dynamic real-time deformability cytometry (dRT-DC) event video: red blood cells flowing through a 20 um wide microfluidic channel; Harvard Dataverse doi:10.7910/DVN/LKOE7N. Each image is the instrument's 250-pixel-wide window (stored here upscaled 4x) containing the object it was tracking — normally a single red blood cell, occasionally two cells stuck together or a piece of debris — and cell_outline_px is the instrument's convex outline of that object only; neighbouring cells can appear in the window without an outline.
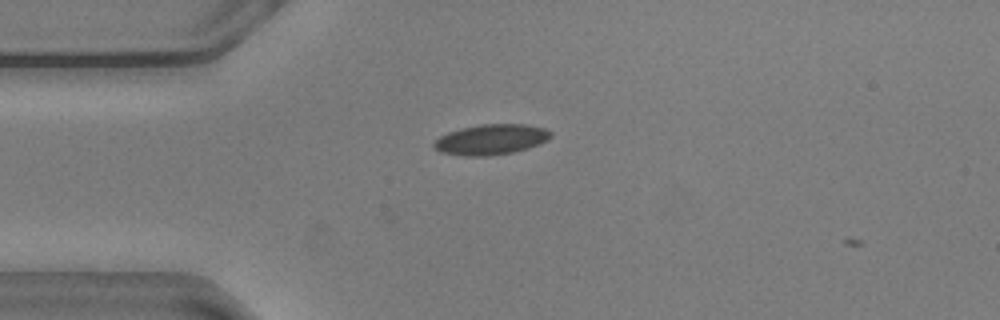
{"species": "common noctule bat (a hibernating species)", "species_latin": "Nyctalus noctula", "temperature_condition": "warm", "stored_images_in_passage": 3, "camera_frame_rate_fps": 3000, "um_per_image_px": 0.085, "animal": {"sex": "male", "body_mass_g": 20.5, "forearm_length_mm": 52.5}, "frame": {"image": 1, "passage_image": 2, "time_ms": 0.333, "image_size_px": [1000, 320], "cell_outline_px": [[552, 136], [548, 140], [540, 144], [528, 148], [512, 152], [488, 156], [464, 156], [440, 152], [432, 144], [440, 136], [448, 132], [480, 124], [524, 124], [544, 128], [552, 132]], "centroid_in_image_um": [41.76, 11.86], "position_along_channel_um": 43.2, "area_um2": 20.63}}